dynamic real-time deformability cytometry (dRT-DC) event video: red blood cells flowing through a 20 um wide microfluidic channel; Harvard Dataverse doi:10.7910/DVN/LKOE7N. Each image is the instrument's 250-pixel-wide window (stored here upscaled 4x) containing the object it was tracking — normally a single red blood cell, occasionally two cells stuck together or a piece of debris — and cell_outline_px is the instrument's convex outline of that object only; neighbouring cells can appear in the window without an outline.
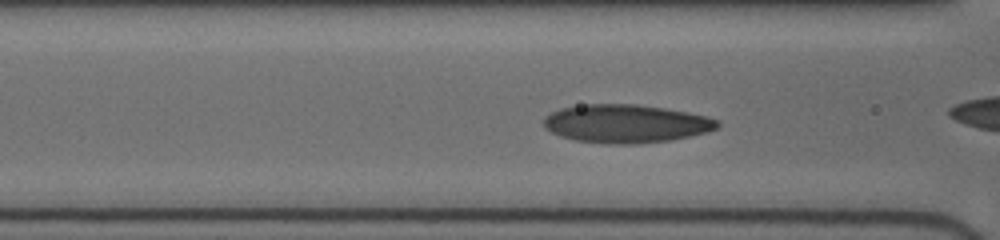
{"species": "human", "species_latin": "Homo sapiens", "temperature_condition": "cold", "stored_images_in_passage": 39, "camera_frame_rate_fps": 3000, "um_per_image_px": 0.085, "donor": {"sex": "female"}, "frame": {"image": 1, "passage_image": 18, "time_ms": 5.667, "image_size_px": [1000, 240], "cell_outline_px": [[720, 128], [708, 132], [668, 140], [640, 144], [608, 144], [576, 140], [560, 136], [544, 128], [544, 116], [560, 108], [584, 104], [636, 104], [664, 108], [688, 112], [708, 116], [720, 120]], "centroid_in_image_um": [53.23, 10.51], "position_along_channel_um": 113.4, "area_um2": 39.02}}
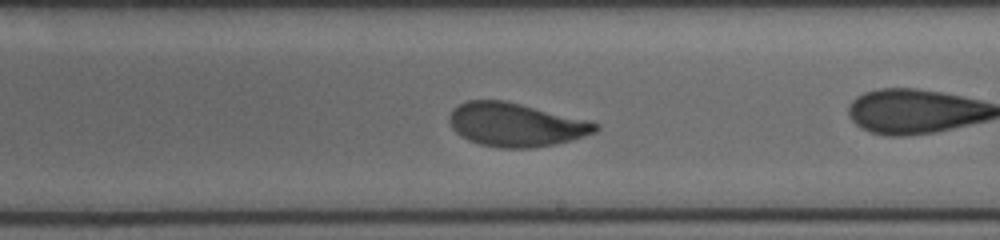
{"frame": {"image": 2, "passage_image": 28, "time_ms": 9.0, "image_size_px": [1000, 240], "cell_outline_px": [[600, 128], [596, 132], [572, 140], [556, 144], [532, 148], [496, 148], [480, 144], [468, 140], [460, 136], [452, 128], [448, 120], [448, 116], [452, 108], [468, 100], [504, 100], [588, 120], [600, 124]], "centroid_in_image_um": [43.83, 10.61], "position_along_channel_um": 245.2, "area_um2": 37.34}}
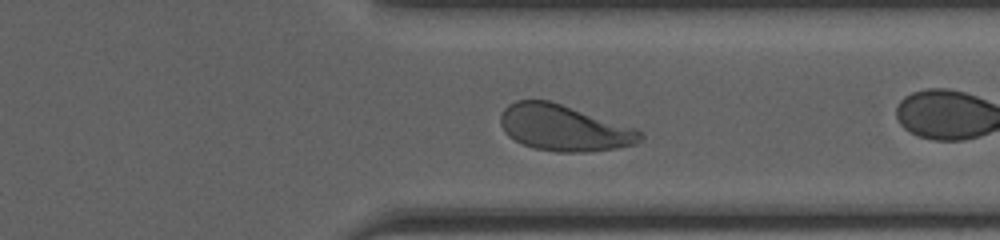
{"frame": {"image": 3, "passage_image": 37, "time_ms": 12.0, "image_size_px": [1000, 240], "cell_outline_px": [[644, 136], [636, 144], [616, 148], [584, 152], [556, 152], [532, 148], [508, 136], [504, 132], [500, 124], [500, 116], [504, 108], [508, 104], [516, 100], [548, 100], [636, 128]], "centroid_in_image_um": [47.91, 10.88], "position_along_channel_um": 363.5, "area_um2": 37.4}}